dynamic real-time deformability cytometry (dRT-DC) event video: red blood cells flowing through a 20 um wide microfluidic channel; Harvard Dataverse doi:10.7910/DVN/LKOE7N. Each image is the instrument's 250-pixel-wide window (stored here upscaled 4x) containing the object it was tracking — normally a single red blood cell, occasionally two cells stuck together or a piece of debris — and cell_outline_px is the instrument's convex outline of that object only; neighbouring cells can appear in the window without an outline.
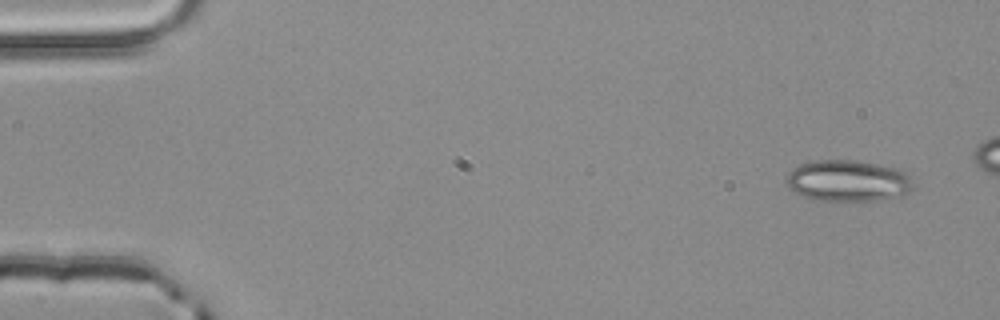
{"species": "common noctule bat (a hibernating species)", "species_latin": "Nyctalus noctula", "temperature_condition": "room temperature", "stored_images_in_passage": 2, "camera_frame_rate_fps": 3000, "um_per_image_px": 0.085, "animal": {"sex": "male", "body_mass_g": 20.4}, "frame": {"image": 1, "passage_image": 2, "time_ms": 0.333, "image_size_px": [1000, 320], "cell_outline_px": [[916, 188], [904, 196], [872, 200], [812, 200], [788, 188], [784, 180], [788, 172], [792, 168], [800, 164], [812, 160], [856, 160], [900, 168], [912, 180]], "centroid_in_image_um": [72.08, 15.35], "position_along_channel_um": 12.9, "area_um2": 31.04}}